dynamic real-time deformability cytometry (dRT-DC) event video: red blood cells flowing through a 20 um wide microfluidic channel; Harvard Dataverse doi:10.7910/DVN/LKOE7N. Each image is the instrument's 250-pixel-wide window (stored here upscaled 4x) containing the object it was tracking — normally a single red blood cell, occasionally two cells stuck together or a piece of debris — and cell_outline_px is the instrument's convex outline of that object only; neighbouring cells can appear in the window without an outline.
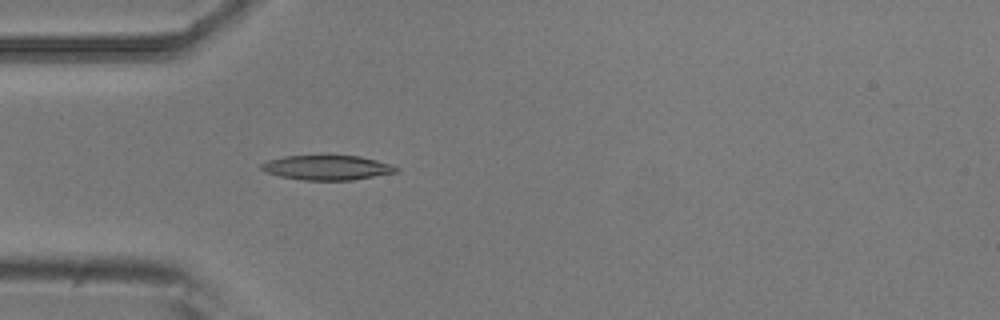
{"species": "common noctule bat (a hibernating species)", "species_latin": "Nyctalus noctula", "temperature_condition": "room temperature", "stored_images_in_passage": 3, "camera_frame_rate_fps": 3000, "um_per_image_px": 0.085, "animal": {"sex": "male", "body_mass_g": 20.5, "forearm_length_mm": 52.5}, "frame": {"image": 1, "passage_image": 3, "time_ms": 0.667, "image_size_px": [1000, 320], "cell_outline_px": [[400, 172], [352, 180], [304, 180], [280, 176], [264, 172], [260, 168], [260, 164], [268, 160], [284, 156], [324, 152], [360, 156], [392, 164], [400, 168]], "centroid_in_image_um": [27.81, 14.19], "position_along_channel_um": 57.2, "area_um2": 20.58}}